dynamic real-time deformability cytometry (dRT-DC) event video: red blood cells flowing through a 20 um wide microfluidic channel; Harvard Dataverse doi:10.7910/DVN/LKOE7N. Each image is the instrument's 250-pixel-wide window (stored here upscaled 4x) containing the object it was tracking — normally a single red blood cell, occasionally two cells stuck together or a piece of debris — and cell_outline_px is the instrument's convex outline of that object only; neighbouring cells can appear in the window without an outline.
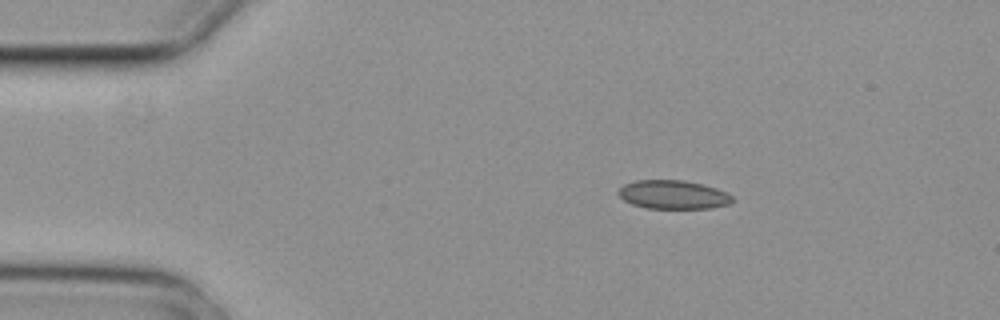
{"species": "common noctule bat (a hibernating species)", "species_latin": "Nyctalus noctula", "temperature_condition": "cold", "stored_images_in_passage": 4, "camera_frame_rate_fps": 3000, "um_per_image_px": 0.085, "animal": {"sex": "female", "body_mass_g": 29.2, "forearm_length_mm": 56.3}, "frame": {"image": 1, "passage_image": 1, "time_ms": 0.0, "image_size_px": [1000, 320], "cell_outline_px": [[736, 200], [728, 204], [712, 208], [644, 208], [632, 204], [624, 200], [616, 192], [624, 184], [636, 180], [684, 180], [704, 184], [716, 188], [732, 196]], "centroid_in_image_um": [57.21, 16.54], "position_along_channel_um": 27.8, "area_um2": 19.13}}
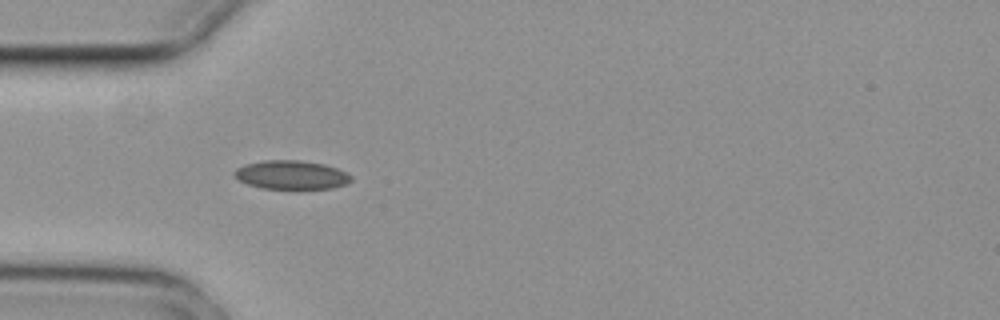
{"frame": {"image": 2, "passage_image": 3, "time_ms": 0.667, "image_size_px": [1000, 320], "cell_outline_px": [[352, 180], [348, 184], [332, 188], [300, 192], [260, 188], [248, 184], [240, 180], [232, 172], [236, 168], [244, 164], [264, 160], [300, 160], [324, 164], [336, 168], [352, 176]], "centroid_in_image_um": [24.79, 14.92], "position_along_channel_um": 60.2, "area_um2": 20.52}}
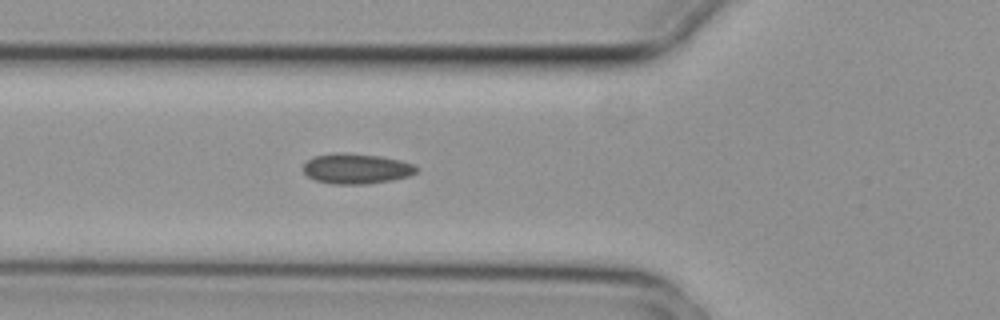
{"frame": {"image": 3, "passage_image": 4, "time_ms": 1.0, "image_size_px": [1000, 320], "cell_outline_px": [[420, 168], [416, 172], [408, 176], [392, 180], [368, 184], [332, 184], [316, 180], [308, 176], [304, 172], [304, 164], [312, 156], [332, 152], [344, 152], [380, 156], [400, 160], [416, 164]], "centroid_in_image_um": [30.31, 14.32], "position_along_channel_um": 95.5, "area_um2": 20.23}}